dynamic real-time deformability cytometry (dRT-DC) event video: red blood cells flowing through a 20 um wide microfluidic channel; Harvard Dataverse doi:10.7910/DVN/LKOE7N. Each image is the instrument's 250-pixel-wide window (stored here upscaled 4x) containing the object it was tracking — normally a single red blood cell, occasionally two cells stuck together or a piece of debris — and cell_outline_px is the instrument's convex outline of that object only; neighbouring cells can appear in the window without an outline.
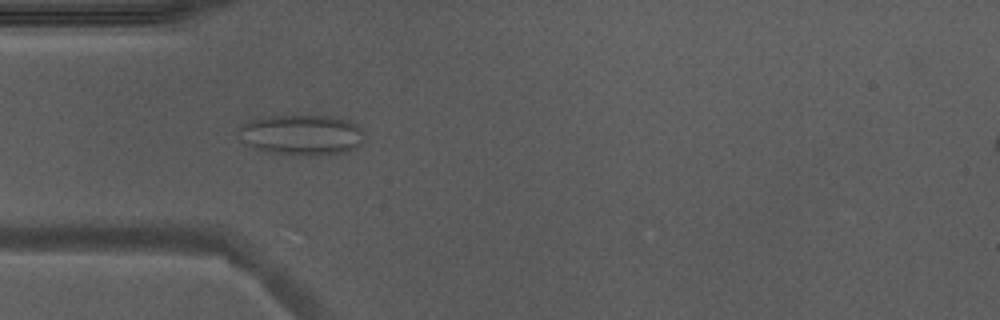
{"species": "Egyptian fruit bat (a non-hibernating species)", "species_latin": "Rousettus aegyptiacus", "temperature_condition": "warm", "stored_images_in_passage": 51, "camera_frame_rate_fps": 3000, "um_per_image_px": 0.085, "animal": {"sex": "male"}, "frame": {"image": 1, "passage_image": 15, "time_ms": 4.667, "image_size_px": [1000, 320], "cell_outline_px": [[360, 144], [356, 148], [348, 152], [324, 156], [300, 156], [272, 152], [256, 148], [244, 144], [236, 136], [240, 128], [244, 124], [252, 120], [268, 116], [332, 116], [348, 120], [356, 124], [360, 128]], "centroid_in_image_um": [25.62, 11.49], "position_along_channel_um": 59.4, "area_um2": 29.77}, "authors_computed_cell_mechanics": {"area_um2": 23.3512, "velocity_mm_per_s": 3.9345, "shape_relaxation_time_tau1_ms": null, "shape_relaxation_time_tau2_ms": 1.4392, "deformation_change_tau1": null, "deformation_change_tau2": 0.0802}}